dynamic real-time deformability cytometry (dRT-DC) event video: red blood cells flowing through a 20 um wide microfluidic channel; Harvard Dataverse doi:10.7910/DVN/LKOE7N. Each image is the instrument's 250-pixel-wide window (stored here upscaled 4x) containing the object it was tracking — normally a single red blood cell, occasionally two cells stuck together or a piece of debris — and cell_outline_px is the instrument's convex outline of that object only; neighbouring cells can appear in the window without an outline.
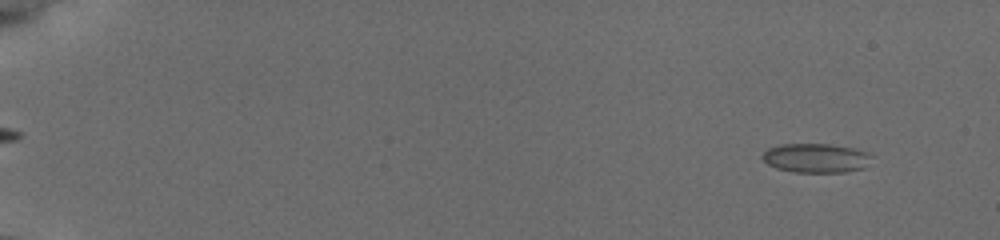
{"species": "common noctule bat (a hibernating species)", "species_latin": "Nyctalus noctula", "temperature_condition": "cold", "stored_images_in_passage": 57, "camera_frame_rate_fps": 3000, "um_per_image_px": 0.085, "animal": {"sex": "female", "body_mass_g": 19.5, "forearm_length_mm": 54.1}, "frame": {"image": 1, "passage_image": 6, "time_ms": 1.667, "image_size_px": [1000, 240], "cell_outline_px": [[872, 156], [864, 168], [844, 172], [792, 172], [776, 168], [768, 164], [760, 156], [768, 148], [780, 144], [828, 144], [852, 148], [868, 152]], "centroid_in_image_um": [69.33, 13.43], "position_along_channel_um": 15.7, "area_um2": 18.55}}
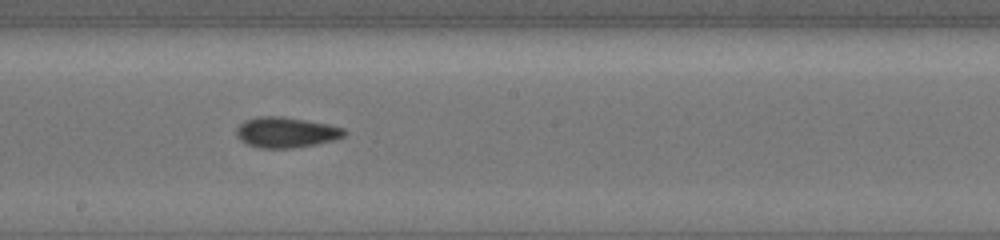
{"frame": {"image": 2, "passage_image": 35, "time_ms": 11.333, "image_size_px": [1000, 240], "cell_outline_px": [[348, 132], [344, 136], [332, 140], [316, 144], [292, 148], [260, 148], [248, 144], [240, 140], [236, 136], [236, 128], [244, 120], [256, 116], [280, 116], [328, 124], [344, 128]], "centroid_in_image_um": [24.29, 11.24], "position_along_channel_um": 223.9, "area_um2": 19.19}}
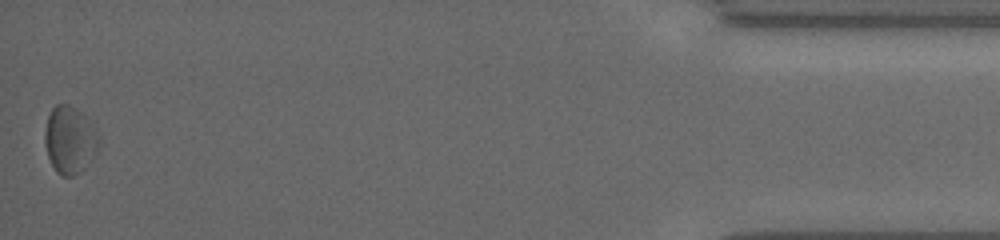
{"frame": {"image": 3, "passage_image": 57, "time_ms": 18.667, "image_size_px": [1000, 240], "cell_outline_px": [[96, 144], [84, 168], [80, 172], [72, 176], [64, 176], [56, 172], [48, 156], [44, 140], [44, 132], [48, 116], [52, 108], [56, 104], [68, 104], [76, 108], [84, 116], [92, 128], [96, 136]], "centroid_in_image_um": [5.82, 11.87], "position_along_channel_um": 429.4, "area_um2": 20.11}, "authors_computed_cell_mechanics": {"area_um2": 18.3804, "velocity_mm_per_s": 3.813, "shape_relaxation_time_tau1_ms": 7.1753, "shape_relaxation_time_tau2_ms": null, "deformation_change_tau1": 0.0913, "deformation_change_tau2": null}}